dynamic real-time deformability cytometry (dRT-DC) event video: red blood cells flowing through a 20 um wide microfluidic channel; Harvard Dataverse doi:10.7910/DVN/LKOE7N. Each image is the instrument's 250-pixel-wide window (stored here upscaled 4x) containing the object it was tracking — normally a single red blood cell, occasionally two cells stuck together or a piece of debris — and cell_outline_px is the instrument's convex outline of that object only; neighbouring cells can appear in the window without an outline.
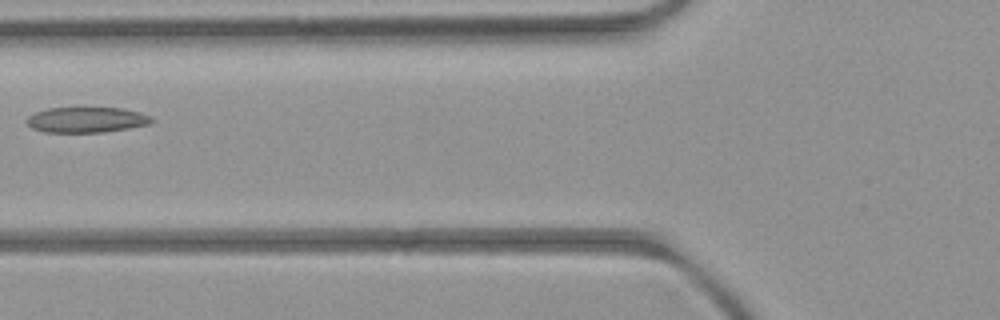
{"species": "common noctule bat (a hibernating species)", "species_latin": "Nyctalus noctula", "temperature_condition": "room temperature", "stored_images_in_passage": 5, "camera_frame_rate_fps": 3000, "um_per_image_px": 0.085, "animal": {"sex": "female", "body_mass_g": 21.9}, "frame": {"image": 1, "passage_image": 5, "time_ms": 4.667, "image_size_px": [1000, 320], "cell_outline_px": [[152, 120], [148, 124], [128, 128], [104, 132], [44, 132], [32, 128], [24, 120], [28, 116], [36, 112], [48, 108], [120, 108], [140, 112], [152, 116]], "centroid_in_image_um": [7.32, 10.18], "position_along_channel_um": 118.5, "area_um2": 18.44}}